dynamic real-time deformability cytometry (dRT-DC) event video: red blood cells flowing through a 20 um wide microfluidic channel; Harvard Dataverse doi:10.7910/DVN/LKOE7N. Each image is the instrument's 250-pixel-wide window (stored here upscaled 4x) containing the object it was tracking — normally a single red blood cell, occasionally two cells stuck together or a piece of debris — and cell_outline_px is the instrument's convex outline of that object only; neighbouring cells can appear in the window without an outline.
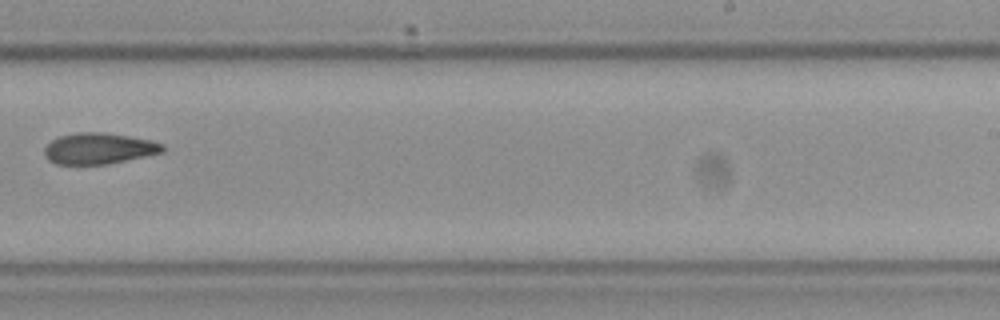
{"species": "Egyptian fruit bat (a non-hibernating species)", "species_latin": "Rousettus aegyptiacus", "temperature_condition": "cold", "stored_images_in_passage": 11, "camera_frame_rate_fps": 3000, "um_per_image_px": 0.085, "frame": {"image": 1, "passage_image": 11, "time_ms": 3.333, "image_size_px": [1000, 320], "cell_outline_px": [[164, 152], [108, 164], [56, 164], [48, 160], [44, 156], [44, 148], [52, 140], [60, 136], [76, 132], [104, 132], [152, 140], [164, 144]], "centroid_in_image_um": [8.4, 12.62], "position_along_channel_um": 280.6, "area_um2": 21.5}}